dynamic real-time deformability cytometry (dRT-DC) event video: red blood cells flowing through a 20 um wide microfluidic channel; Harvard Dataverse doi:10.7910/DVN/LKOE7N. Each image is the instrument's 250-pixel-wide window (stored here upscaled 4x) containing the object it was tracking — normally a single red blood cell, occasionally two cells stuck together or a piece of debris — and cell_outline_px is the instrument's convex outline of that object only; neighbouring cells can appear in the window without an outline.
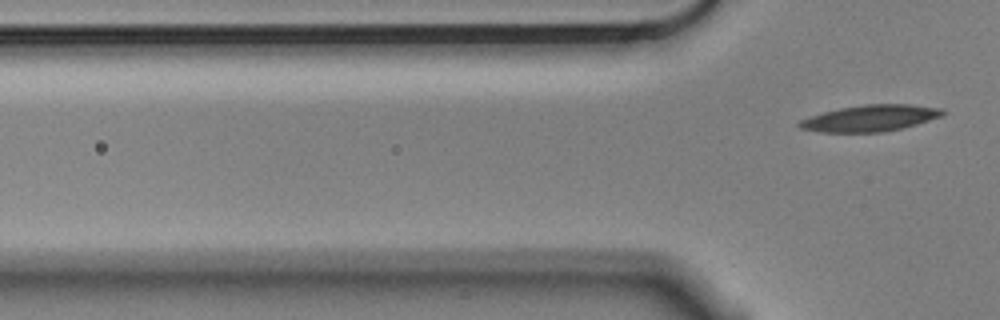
{"species": "Egyptian fruit bat (a non-hibernating species)", "species_latin": "Rousettus aegyptiacus", "temperature_condition": "cold", "stored_images_in_passage": 6, "camera_frame_rate_fps": 3000, "um_per_image_px": 0.085, "animal": {"sex": "male"}, "frame": {"image": 1, "passage_image": 6, "time_ms": 1.667, "image_size_px": [1000, 320], "cell_outline_px": [[948, 112], [944, 116], [904, 128], [880, 132], [820, 132], [800, 128], [796, 124], [800, 120], [824, 112], [840, 108], [864, 104], [908, 104], [944, 108]], "centroid_in_image_um": [74.05, 10.04], "position_along_channel_um": 51.7, "area_um2": 22.2}}